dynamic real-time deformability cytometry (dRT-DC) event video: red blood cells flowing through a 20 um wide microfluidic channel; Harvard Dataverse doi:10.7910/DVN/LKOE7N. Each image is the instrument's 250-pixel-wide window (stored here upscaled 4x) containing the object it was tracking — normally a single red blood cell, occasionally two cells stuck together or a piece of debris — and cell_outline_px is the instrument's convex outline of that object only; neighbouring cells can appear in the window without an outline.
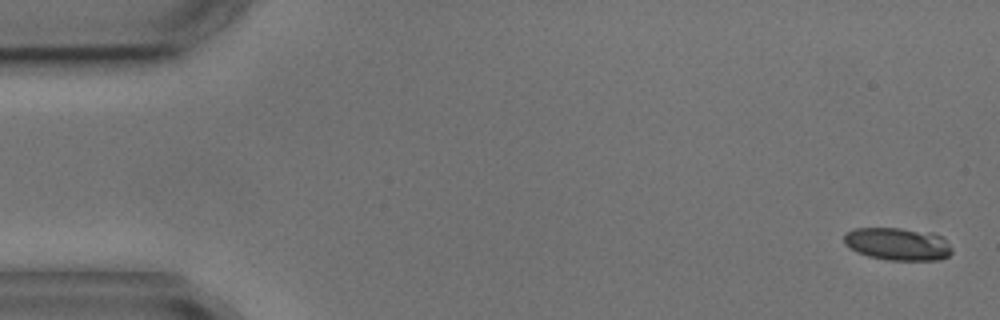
{"species": "common noctule bat (a hibernating species)", "species_latin": "Nyctalus noctula", "temperature_condition": "cold", "stored_images_in_passage": 5, "segment_of_instrument_passage": [2, 2], "camera_frame_rate_fps": 3000, "um_per_image_px": 0.085, "animal": {"sex": "male", "body_mass_g": 17.9, "forearm_length_mm": 54.2}, "frame": {"image": 1, "passage_image": 5, "time_ms": 6.0, "image_size_px": [1000, 320], "cell_outline_px": [[952, 252], [948, 256], [940, 260], [888, 260], [868, 256], [856, 252], [848, 248], [844, 244], [844, 232], [856, 228], [900, 228], [932, 232], [944, 236], [952, 248]], "centroid_in_image_um": [76.31, 20.73], "position_along_channel_um": 8.7, "area_um2": 20.92}}